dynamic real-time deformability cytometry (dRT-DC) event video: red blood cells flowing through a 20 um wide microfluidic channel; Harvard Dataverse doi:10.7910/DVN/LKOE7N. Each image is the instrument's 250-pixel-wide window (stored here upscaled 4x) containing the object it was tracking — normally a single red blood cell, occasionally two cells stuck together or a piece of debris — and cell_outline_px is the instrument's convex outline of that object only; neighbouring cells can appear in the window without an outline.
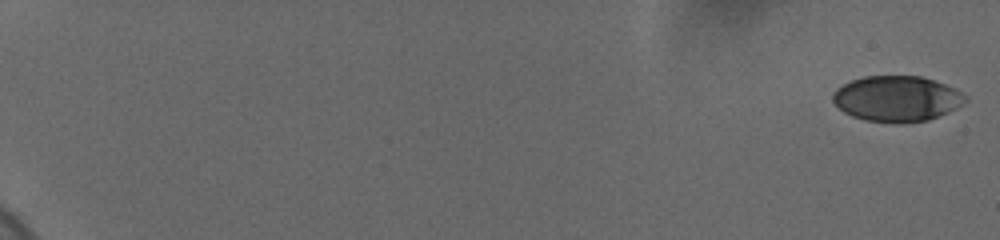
{"species": "human", "species_latin": "Homo sapiens", "temperature_condition": "cold", "stored_images_in_passage": 13, "camera_frame_rate_fps": 3000, "um_per_image_px": 0.085, "donor": {"sex": "female"}, "frame": {"image": 1, "passage_image": 1, "time_ms": 0.0, "image_size_px": [1000, 240], "cell_outline_px": [[968, 100], [964, 104], [948, 112], [928, 120], [864, 120], [852, 116], [844, 112], [832, 100], [832, 92], [836, 88], [852, 80], [864, 76], [920, 76], [956, 88], [968, 96]], "centroid_in_image_um": [76.25, 8.34], "position_along_channel_um": 8.8, "area_um2": 34.56}}
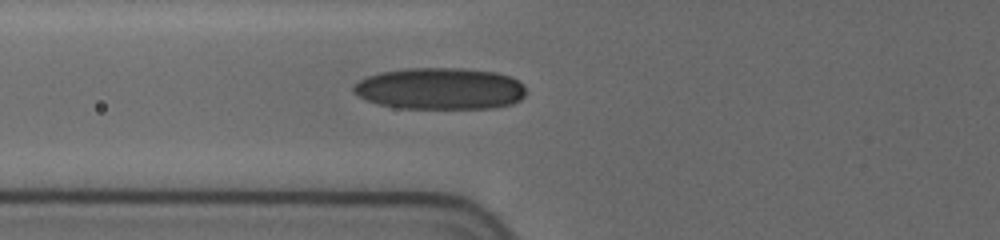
{"frame": {"image": 2, "passage_image": 11, "time_ms": 8.333, "image_size_px": [1000, 240], "cell_outline_px": [[524, 96], [520, 100], [512, 104], [496, 108], [400, 108], [380, 104], [368, 100], [360, 96], [352, 88], [360, 80], [368, 76], [380, 72], [408, 68], [460, 68], [496, 72], [512, 76], [524, 84]], "centroid_in_image_um": [37.47, 7.53], "position_along_channel_um": 88.3, "area_um2": 41.85}}
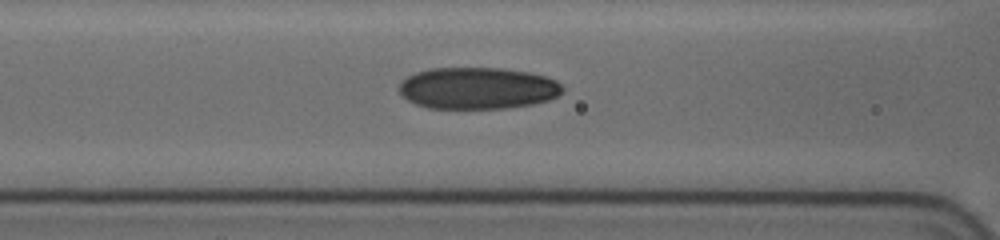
{"frame": {"image": 3, "passage_image": 13, "time_ms": 9.333, "image_size_px": [1000, 240], "cell_outline_px": [[564, 88], [556, 96], [548, 100], [532, 104], [504, 108], [428, 108], [416, 104], [408, 100], [400, 92], [400, 84], [408, 76], [416, 72], [432, 68], [500, 68], [528, 72], [544, 76], [556, 80]], "centroid_in_image_um": [40.6, 7.49], "position_along_channel_um": 126.0, "area_um2": 39.42}}